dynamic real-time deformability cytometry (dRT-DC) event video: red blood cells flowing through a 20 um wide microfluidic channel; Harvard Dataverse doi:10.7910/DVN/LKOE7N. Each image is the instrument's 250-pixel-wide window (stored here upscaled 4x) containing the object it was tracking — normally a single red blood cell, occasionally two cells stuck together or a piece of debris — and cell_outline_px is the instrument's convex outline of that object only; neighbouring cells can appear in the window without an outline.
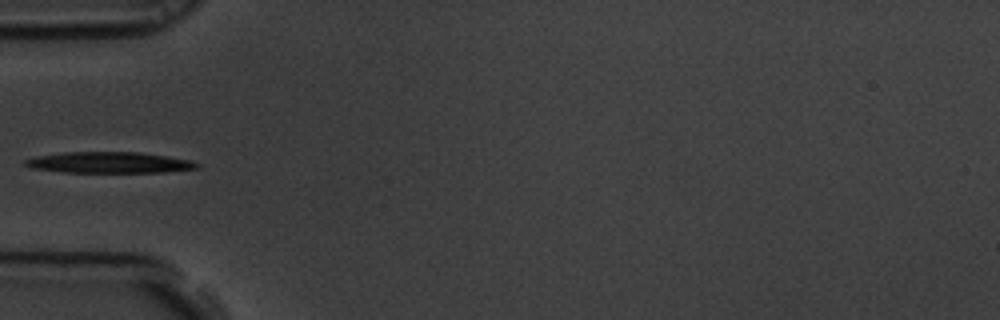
{"species": "common noctule bat (a hibernating species)", "species_latin": "Nyctalus noctula", "temperature_condition": "room temperature", "stored_images_in_passage": 5, "camera_frame_rate_fps": 3000, "um_per_image_px": 0.085, "animal": {"sex": "male", "body_mass_g": 19.5, "forearm_length_mm": 54.6}, "frame": {"image": 1, "passage_image": 5, "time_ms": 1.333, "image_size_px": [1000, 320], "cell_outline_px": [[200, 168], [164, 172], [64, 172], [32, 168], [24, 164], [24, 160], [36, 156], [64, 152], [140, 152], [188, 160], [200, 164]], "centroid_in_image_um": [9.26, 13.81], "position_along_channel_um": 75.7, "area_um2": 20.92}}